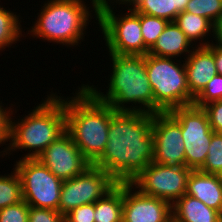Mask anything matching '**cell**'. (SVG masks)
I'll use <instances>...</instances> for the list:
<instances>
[{
    "mask_svg": "<svg viewBox=\"0 0 222 222\" xmlns=\"http://www.w3.org/2000/svg\"><path fill=\"white\" fill-rule=\"evenodd\" d=\"M152 126L151 113L114 111L105 149L92 165L104 170L116 183H130L153 162Z\"/></svg>",
    "mask_w": 222,
    "mask_h": 222,
    "instance_id": "6da1fadb",
    "label": "cell"
},
{
    "mask_svg": "<svg viewBox=\"0 0 222 222\" xmlns=\"http://www.w3.org/2000/svg\"><path fill=\"white\" fill-rule=\"evenodd\" d=\"M111 75L106 94L94 85L83 84L99 101L115 111H138L155 114V100L148 80L145 55L109 53ZM132 104L128 106L127 104ZM139 106H134V104ZM127 106H126V105Z\"/></svg>",
    "mask_w": 222,
    "mask_h": 222,
    "instance_id": "7a4b0ae2",
    "label": "cell"
},
{
    "mask_svg": "<svg viewBox=\"0 0 222 222\" xmlns=\"http://www.w3.org/2000/svg\"><path fill=\"white\" fill-rule=\"evenodd\" d=\"M30 110L28 115L13 122L10 116L9 144L0 156L20 149L29 153L21 158L36 159L66 130L65 97L53 92Z\"/></svg>",
    "mask_w": 222,
    "mask_h": 222,
    "instance_id": "3957f363",
    "label": "cell"
},
{
    "mask_svg": "<svg viewBox=\"0 0 222 222\" xmlns=\"http://www.w3.org/2000/svg\"><path fill=\"white\" fill-rule=\"evenodd\" d=\"M75 94L65 99V131L93 164L105 149L111 115L115 110L99 101L83 84Z\"/></svg>",
    "mask_w": 222,
    "mask_h": 222,
    "instance_id": "277c9868",
    "label": "cell"
},
{
    "mask_svg": "<svg viewBox=\"0 0 222 222\" xmlns=\"http://www.w3.org/2000/svg\"><path fill=\"white\" fill-rule=\"evenodd\" d=\"M85 3L84 0H47L40 13H37L32 29L26 34L31 33L32 37L66 47L79 46V41L85 37L86 26L92 19L91 12L94 11L97 20L96 9L89 11Z\"/></svg>",
    "mask_w": 222,
    "mask_h": 222,
    "instance_id": "5b68a950",
    "label": "cell"
},
{
    "mask_svg": "<svg viewBox=\"0 0 222 222\" xmlns=\"http://www.w3.org/2000/svg\"><path fill=\"white\" fill-rule=\"evenodd\" d=\"M179 63H178V62ZM183 62V63H182ZM145 55V65L155 100V113L193 105L184 60ZM182 63V64H181Z\"/></svg>",
    "mask_w": 222,
    "mask_h": 222,
    "instance_id": "8992f818",
    "label": "cell"
},
{
    "mask_svg": "<svg viewBox=\"0 0 222 222\" xmlns=\"http://www.w3.org/2000/svg\"><path fill=\"white\" fill-rule=\"evenodd\" d=\"M114 7L97 12V23L102 32L109 53L146 55L149 49L145 46L141 34L140 13L128 7L122 16L114 12Z\"/></svg>",
    "mask_w": 222,
    "mask_h": 222,
    "instance_id": "52a82bcc",
    "label": "cell"
},
{
    "mask_svg": "<svg viewBox=\"0 0 222 222\" xmlns=\"http://www.w3.org/2000/svg\"><path fill=\"white\" fill-rule=\"evenodd\" d=\"M21 180L23 200L31 207L59 211L63 180L37 158H20L14 168Z\"/></svg>",
    "mask_w": 222,
    "mask_h": 222,
    "instance_id": "ba28073f",
    "label": "cell"
},
{
    "mask_svg": "<svg viewBox=\"0 0 222 222\" xmlns=\"http://www.w3.org/2000/svg\"><path fill=\"white\" fill-rule=\"evenodd\" d=\"M168 113L180 124L185 148V166L198 170L208 155L212 134L209 118L202 107H176Z\"/></svg>",
    "mask_w": 222,
    "mask_h": 222,
    "instance_id": "9c48e42d",
    "label": "cell"
},
{
    "mask_svg": "<svg viewBox=\"0 0 222 222\" xmlns=\"http://www.w3.org/2000/svg\"><path fill=\"white\" fill-rule=\"evenodd\" d=\"M192 169L151 162L130 183L141 193L168 201L171 205L186 194Z\"/></svg>",
    "mask_w": 222,
    "mask_h": 222,
    "instance_id": "30bf717a",
    "label": "cell"
},
{
    "mask_svg": "<svg viewBox=\"0 0 222 222\" xmlns=\"http://www.w3.org/2000/svg\"><path fill=\"white\" fill-rule=\"evenodd\" d=\"M116 184L104 170L91 165L83 173L63 181L59 212L65 216L75 207L95 203Z\"/></svg>",
    "mask_w": 222,
    "mask_h": 222,
    "instance_id": "8fae6325",
    "label": "cell"
},
{
    "mask_svg": "<svg viewBox=\"0 0 222 222\" xmlns=\"http://www.w3.org/2000/svg\"><path fill=\"white\" fill-rule=\"evenodd\" d=\"M153 162L185 166V148L180 124L168 113L153 114Z\"/></svg>",
    "mask_w": 222,
    "mask_h": 222,
    "instance_id": "7c38bea8",
    "label": "cell"
},
{
    "mask_svg": "<svg viewBox=\"0 0 222 222\" xmlns=\"http://www.w3.org/2000/svg\"><path fill=\"white\" fill-rule=\"evenodd\" d=\"M37 159L63 181L83 173L92 165L82 155L66 131L53 141Z\"/></svg>",
    "mask_w": 222,
    "mask_h": 222,
    "instance_id": "4fadbf2b",
    "label": "cell"
},
{
    "mask_svg": "<svg viewBox=\"0 0 222 222\" xmlns=\"http://www.w3.org/2000/svg\"><path fill=\"white\" fill-rule=\"evenodd\" d=\"M122 222H172L171 204L141 193L131 183H123Z\"/></svg>",
    "mask_w": 222,
    "mask_h": 222,
    "instance_id": "5bb4252c",
    "label": "cell"
},
{
    "mask_svg": "<svg viewBox=\"0 0 222 222\" xmlns=\"http://www.w3.org/2000/svg\"><path fill=\"white\" fill-rule=\"evenodd\" d=\"M186 57V58H185ZM184 57L187 85L195 99L217 73L214 60V42L207 47H195Z\"/></svg>",
    "mask_w": 222,
    "mask_h": 222,
    "instance_id": "9a60e30c",
    "label": "cell"
},
{
    "mask_svg": "<svg viewBox=\"0 0 222 222\" xmlns=\"http://www.w3.org/2000/svg\"><path fill=\"white\" fill-rule=\"evenodd\" d=\"M186 194L222 214V179L220 175L192 170L187 180Z\"/></svg>",
    "mask_w": 222,
    "mask_h": 222,
    "instance_id": "2e32d148",
    "label": "cell"
},
{
    "mask_svg": "<svg viewBox=\"0 0 222 222\" xmlns=\"http://www.w3.org/2000/svg\"><path fill=\"white\" fill-rule=\"evenodd\" d=\"M172 222H222V214L184 194L171 205Z\"/></svg>",
    "mask_w": 222,
    "mask_h": 222,
    "instance_id": "e0dca14e",
    "label": "cell"
},
{
    "mask_svg": "<svg viewBox=\"0 0 222 222\" xmlns=\"http://www.w3.org/2000/svg\"><path fill=\"white\" fill-rule=\"evenodd\" d=\"M190 47L194 48L179 26L173 21L168 22L164 31L157 38V41L149 49L148 54L158 57L175 58L176 60L177 57H181L180 55H186L187 53L189 55L192 51Z\"/></svg>",
    "mask_w": 222,
    "mask_h": 222,
    "instance_id": "ac0fdd59",
    "label": "cell"
},
{
    "mask_svg": "<svg viewBox=\"0 0 222 222\" xmlns=\"http://www.w3.org/2000/svg\"><path fill=\"white\" fill-rule=\"evenodd\" d=\"M175 23L192 45L198 40L199 44L195 43L196 47H207L210 44V41H206V37L210 36V32L214 33V25L207 18L184 11L176 17Z\"/></svg>",
    "mask_w": 222,
    "mask_h": 222,
    "instance_id": "d6986e66",
    "label": "cell"
},
{
    "mask_svg": "<svg viewBox=\"0 0 222 222\" xmlns=\"http://www.w3.org/2000/svg\"><path fill=\"white\" fill-rule=\"evenodd\" d=\"M95 222H122L123 183H117L94 203Z\"/></svg>",
    "mask_w": 222,
    "mask_h": 222,
    "instance_id": "ffe728a7",
    "label": "cell"
},
{
    "mask_svg": "<svg viewBox=\"0 0 222 222\" xmlns=\"http://www.w3.org/2000/svg\"><path fill=\"white\" fill-rule=\"evenodd\" d=\"M190 0H136L131 8L142 14L156 16L167 20L175 21L176 17L183 13Z\"/></svg>",
    "mask_w": 222,
    "mask_h": 222,
    "instance_id": "44dd1931",
    "label": "cell"
},
{
    "mask_svg": "<svg viewBox=\"0 0 222 222\" xmlns=\"http://www.w3.org/2000/svg\"><path fill=\"white\" fill-rule=\"evenodd\" d=\"M19 17L20 15H16L10 9L5 10L0 5V51L17 43L21 36L24 37Z\"/></svg>",
    "mask_w": 222,
    "mask_h": 222,
    "instance_id": "7402d4cb",
    "label": "cell"
},
{
    "mask_svg": "<svg viewBox=\"0 0 222 222\" xmlns=\"http://www.w3.org/2000/svg\"><path fill=\"white\" fill-rule=\"evenodd\" d=\"M9 174L0 175V210L23 200L21 180L18 173L14 169Z\"/></svg>",
    "mask_w": 222,
    "mask_h": 222,
    "instance_id": "603a6c76",
    "label": "cell"
},
{
    "mask_svg": "<svg viewBox=\"0 0 222 222\" xmlns=\"http://www.w3.org/2000/svg\"><path fill=\"white\" fill-rule=\"evenodd\" d=\"M185 11L207 18L215 25L222 20V0H190Z\"/></svg>",
    "mask_w": 222,
    "mask_h": 222,
    "instance_id": "cb8c5ba5",
    "label": "cell"
},
{
    "mask_svg": "<svg viewBox=\"0 0 222 222\" xmlns=\"http://www.w3.org/2000/svg\"><path fill=\"white\" fill-rule=\"evenodd\" d=\"M198 170L213 175L222 174V133L212 134L208 155Z\"/></svg>",
    "mask_w": 222,
    "mask_h": 222,
    "instance_id": "d4e9b609",
    "label": "cell"
},
{
    "mask_svg": "<svg viewBox=\"0 0 222 222\" xmlns=\"http://www.w3.org/2000/svg\"><path fill=\"white\" fill-rule=\"evenodd\" d=\"M167 24L165 19L140 13L141 34L148 49L157 41Z\"/></svg>",
    "mask_w": 222,
    "mask_h": 222,
    "instance_id": "484cf974",
    "label": "cell"
},
{
    "mask_svg": "<svg viewBox=\"0 0 222 222\" xmlns=\"http://www.w3.org/2000/svg\"><path fill=\"white\" fill-rule=\"evenodd\" d=\"M222 99V75L216 74L194 99L193 105L203 107L209 102Z\"/></svg>",
    "mask_w": 222,
    "mask_h": 222,
    "instance_id": "4316f807",
    "label": "cell"
},
{
    "mask_svg": "<svg viewBox=\"0 0 222 222\" xmlns=\"http://www.w3.org/2000/svg\"><path fill=\"white\" fill-rule=\"evenodd\" d=\"M29 208L24 200L7 206L0 210V222H28Z\"/></svg>",
    "mask_w": 222,
    "mask_h": 222,
    "instance_id": "83f0119b",
    "label": "cell"
},
{
    "mask_svg": "<svg viewBox=\"0 0 222 222\" xmlns=\"http://www.w3.org/2000/svg\"><path fill=\"white\" fill-rule=\"evenodd\" d=\"M94 203L75 207L64 216V222H95Z\"/></svg>",
    "mask_w": 222,
    "mask_h": 222,
    "instance_id": "f1b7e54d",
    "label": "cell"
},
{
    "mask_svg": "<svg viewBox=\"0 0 222 222\" xmlns=\"http://www.w3.org/2000/svg\"><path fill=\"white\" fill-rule=\"evenodd\" d=\"M28 222H64V216L56 210L30 206Z\"/></svg>",
    "mask_w": 222,
    "mask_h": 222,
    "instance_id": "f546056e",
    "label": "cell"
},
{
    "mask_svg": "<svg viewBox=\"0 0 222 222\" xmlns=\"http://www.w3.org/2000/svg\"><path fill=\"white\" fill-rule=\"evenodd\" d=\"M202 108L208 115L211 129L215 133H222V99L209 102Z\"/></svg>",
    "mask_w": 222,
    "mask_h": 222,
    "instance_id": "4dcf8cb0",
    "label": "cell"
},
{
    "mask_svg": "<svg viewBox=\"0 0 222 222\" xmlns=\"http://www.w3.org/2000/svg\"><path fill=\"white\" fill-rule=\"evenodd\" d=\"M1 104L2 101L0 102V145L9 141L10 116L14 115V109L11 107L4 108Z\"/></svg>",
    "mask_w": 222,
    "mask_h": 222,
    "instance_id": "1f68e13d",
    "label": "cell"
},
{
    "mask_svg": "<svg viewBox=\"0 0 222 222\" xmlns=\"http://www.w3.org/2000/svg\"><path fill=\"white\" fill-rule=\"evenodd\" d=\"M90 1L92 3V9H96V12H99L102 9H107V8L113 7L112 5H114L113 3H115V2H116V5L118 3H119L118 5H120V4L126 5L127 4V7H129V6L131 7L136 0H90ZM128 4H129V6H128Z\"/></svg>",
    "mask_w": 222,
    "mask_h": 222,
    "instance_id": "d6a6232c",
    "label": "cell"
},
{
    "mask_svg": "<svg viewBox=\"0 0 222 222\" xmlns=\"http://www.w3.org/2000/svg\"><path fill=\"white\" fill-rule=\"evenodd\" d=\"M214 60L216 64L217 73L222 75V48L214 44Z\"/></svg>",
    "mask_w": 222,
    "mask_h": 222,
    "instance_id": "836d02e7",
    "label": "cell"
},
{
    "mask_svg": "<svg viewBox=\"0 0 222 222\" xmlns=\"http://www.w3.org/2000/svg\"><path fill=\"white\" fill-rule=\"evenodd\" d=\"M211 35L215 38V45L222 48V20L214 25V33Z\"/></svg>",
    "mask_w": 222,
    "mask_h": 222,
    "instance_id": "e575fe53",
    "label": "cell"
}]
</instances>
